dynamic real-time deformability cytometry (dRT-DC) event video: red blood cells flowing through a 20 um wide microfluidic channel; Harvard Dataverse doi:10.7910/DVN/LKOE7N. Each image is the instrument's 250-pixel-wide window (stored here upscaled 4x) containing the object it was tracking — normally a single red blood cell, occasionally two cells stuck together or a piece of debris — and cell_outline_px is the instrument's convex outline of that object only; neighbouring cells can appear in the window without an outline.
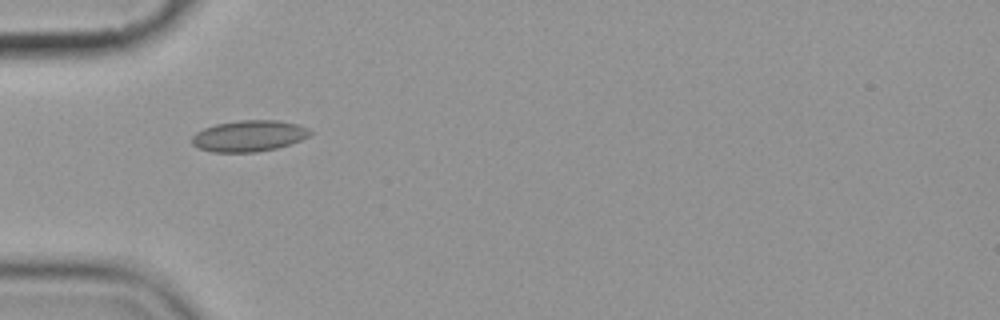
{"species": "common noctule bat (a hibernating species)", "species_latin": "Nyctalus noctula", "temperature_condition": "cold", "stored_images_in_passage": 2, "camera_frame_rate_fps": 3000, "um_per_image_px": 0.085, "animal": {"sex": "female", "body_mass_g": 19.9}, "frame": {"image": 1, "passage_image": 1, "time_ms": 0.0, "image_size_px": [1000, 320], "cell_outline_px": [[312, 132], [308, 136], [300, 140], [276, 148], [256, 152], [212, 152], [200, 148], [192, 144], [192, 136], [196, 132], [204, 128], [216, 124], [240, 120], [276, 120], [296, 124], [308, 128]], "centroid_in_image_um": [21.14, 11.55], "position_along_channel_um": 63.9, "area_um2": 21.27}}
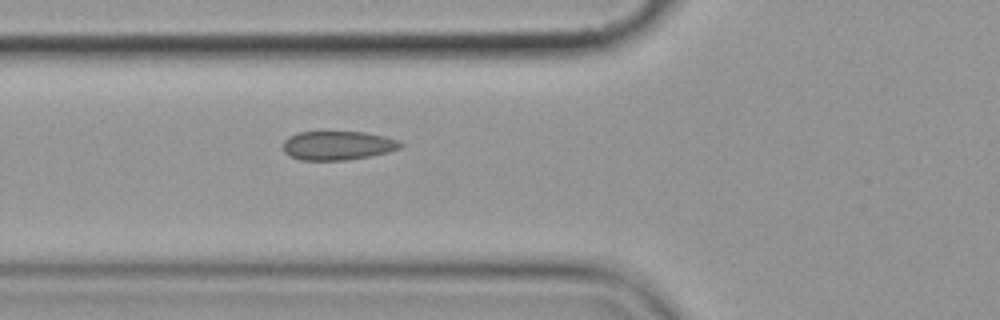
{"frame": {"image": 2, "passage_image": 2, "time_ms": 1.0, "image_size_px": [1000, 320], "cell_outline_px": [[404, 144], [400, 148], [388, 152], [348, 160], [300, 160], [288, 156], [284, 152], [284, 140], [288, 136], [300, 132], [364, 132], [384, 136], [396, 140]], "centroid_in_image_um": [28.68, 12.37], "position_along_channel_um": 97.1, "area_um2": 19.77}}